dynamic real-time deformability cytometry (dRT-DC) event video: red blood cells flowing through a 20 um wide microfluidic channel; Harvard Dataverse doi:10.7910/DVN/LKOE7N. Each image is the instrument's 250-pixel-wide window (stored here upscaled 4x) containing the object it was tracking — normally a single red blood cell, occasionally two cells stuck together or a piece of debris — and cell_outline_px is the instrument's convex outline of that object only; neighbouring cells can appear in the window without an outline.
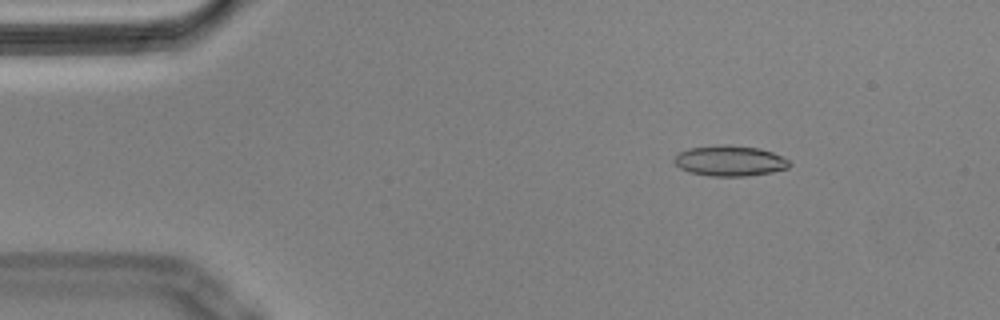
{"species": "Egyptian fruit bat (a non-hibernating species)", "species_latin": "Rousettus aegyptiacus", "temperature_condition": "cold", "stored_images_in_passage": 49, "camera_frame_rate_fps": 3000, "um_per_image_px": 0.085, "animal": {"sex": "male"}, "frame": {"image": 1, "passage_image": 1, "time_ms": 0.0, "image_size_px": [1000, 320], "cell_outline_px": [[792, 164], [788, 168], [772, 172], [744, 176], [708, 176], [688, 172], [680, 168], [672, 160], [680, 152], [688, 148], [716, 144], [732, 144], [760, 148], [772, 152], [788, 160]], "centroid_in_image_um": [62.02, 13.66], "position_along_channel_um": 23.0, "area_um2": 20.75}}
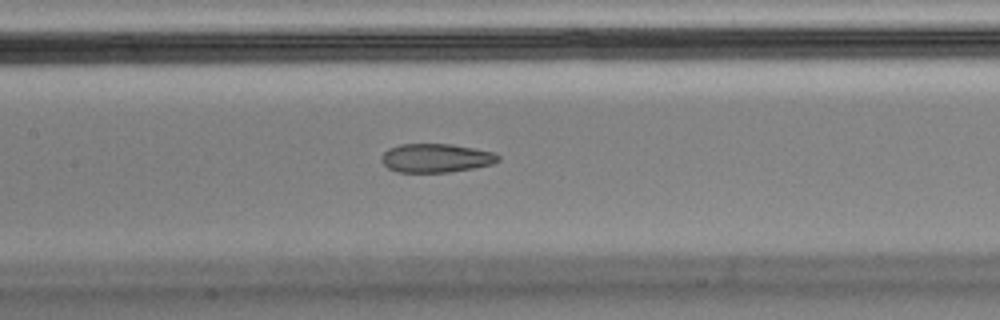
{"frame": {"image": 2, "passage_image": 19, "time_ms": 6.0, "image_size_px": [1000, 320], "cell_outline_px": [[500, 160], [492, 164], [472, 168], [448, 172], [396, 172], [388, 168], [380, 160], [384, 152], [388, 148], [400, 144], [452, 144], [492, 152], [500, 156]], "centroid_in_image_um": [37.03, 13.43], "position_along_channel_um": 170.4, "area_um2": 19.48}}
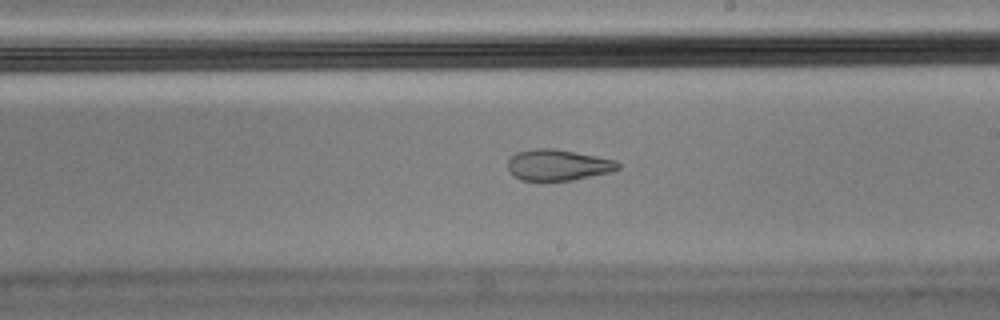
{"frame": {"image": 3, "passage_image": 25, "time_ms": 8.0, "image_size_px": [1000, 320], "cell_outline_px": [[620, 168], [612, 172], [572, 180], [520, 180], [512, 176], [508, 168], [508, 160], [516, 152], [536, 148], [552, 148], [576, 152], [616, 160], [620, 164]], "centroid_in_image_um": [47.43, 14.02], "position_along_channel_um": 241.6, "area_um2": 20.0}, "authors_computed_cell_mechanics": {"area_um2": 21.3282, "velocity_mm_per_s": 3.5735, "shape_relaxation_time_tau1_ms": null, "shape_relaxation_time_tau2_ms": 2.3602, "deformation_change_tau1": null, "deformation_change_tau2": 0.0869}}